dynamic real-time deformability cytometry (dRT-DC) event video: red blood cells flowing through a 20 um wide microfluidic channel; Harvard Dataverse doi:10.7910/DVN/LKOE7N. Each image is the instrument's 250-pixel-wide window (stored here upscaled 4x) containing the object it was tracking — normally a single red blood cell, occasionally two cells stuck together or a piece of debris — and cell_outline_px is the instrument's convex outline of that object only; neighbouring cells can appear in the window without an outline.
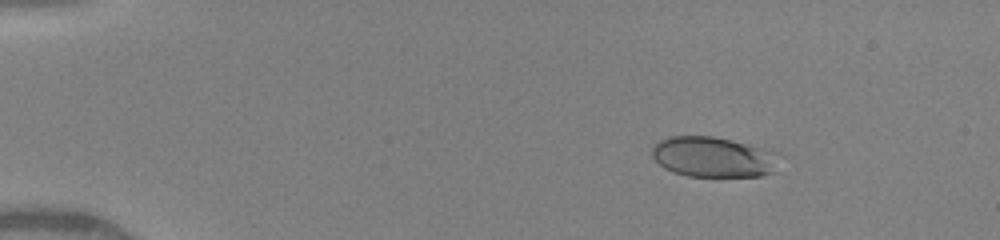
{"species": "human", "species_latin": "Homo sapiens", "temperature_condition": "warm", "stored_images_in_passage": 21, "camera_frame_rate_fps": 3000, "um_per_image_px": 0.085, "donor": {"sex": "female"}, "frame": {"image": 1, "passage_image": 4, "time_ms": 2.333, "image_size_px": [1000, 240], "cell_outline_px": [[784, 156], [772, 172], [760, 176], [688, 176], [672, 172], [664, 168], [652, 156], [652, 148], [660, 140], [668, 136], [712, 136], [772, 148], [780, 152]], "centroid_in_image_um": [60.74, 13.33], "position_along_channel_um": 24.3, "area_um2": 30.63}}
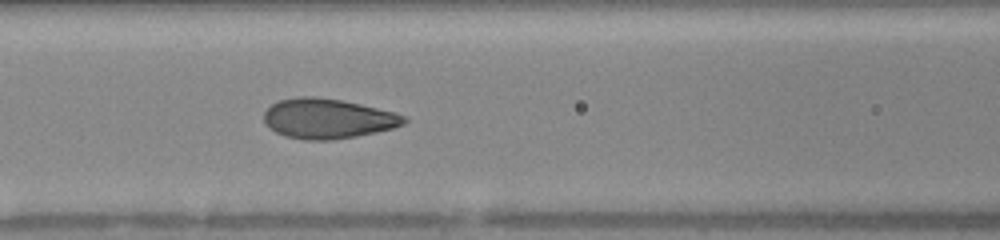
{"frame": {"image": 2, "passage_image": 17, "time_ms": 7.333, "image_size_px": [1000, 240], "cell_outline_px": [[408, 120], [404, 124], [392, 128], [376, 132], [356, 136], [332, 140], [304, 140], [284, 136], [276, 132], [264, 120], [264, 112], [272, 104], [280, 100], [296, 96], [312, 96], [340, 100], [360, 104], [396, 112], [408, 116]], "centroid_in_image_um": [27.89, 10.08], "position_along_channel_um": 138.7, "area_um2": 32.6}}
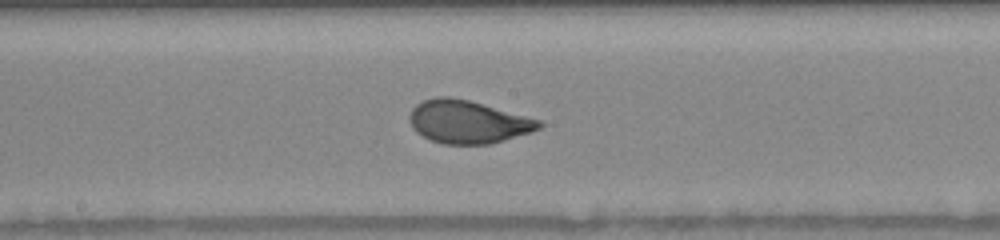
{"frame": {"image": 3, "passage_image": 21, "time_ms": 9.0, "image_size_px": [1000, 240], "cell_outline_px": [[544, 124], [540, 128], [532, 132], [492, 144], [444, 144], [432, 140], [416, 132], [412, 128], [408, 120], [408, 116], [412, 108], [416, 104], [424, 100], [436, 96], [448, 96], [468, 100], [540, 120]], "centroid_in_image_um": [39.75, 10.36], "position_along_channel_um": 208.5, "area_um2": 32.43}}